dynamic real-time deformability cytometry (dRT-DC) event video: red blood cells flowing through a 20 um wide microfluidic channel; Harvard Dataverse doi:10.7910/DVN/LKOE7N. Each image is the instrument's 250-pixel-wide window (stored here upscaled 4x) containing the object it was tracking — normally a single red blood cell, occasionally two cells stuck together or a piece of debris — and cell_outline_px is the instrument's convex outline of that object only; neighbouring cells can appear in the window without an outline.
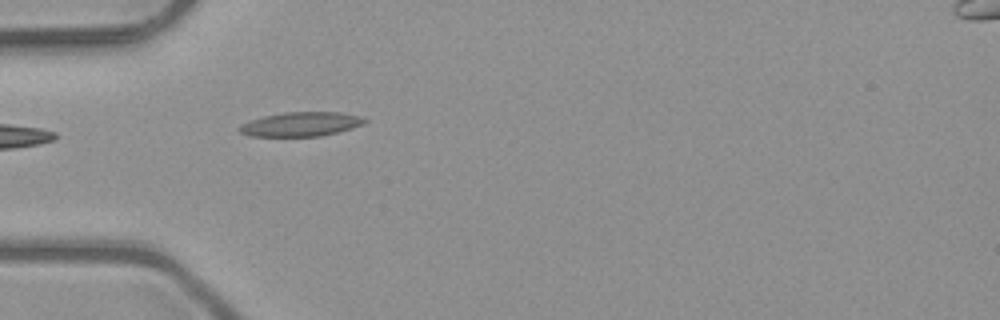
{"species": "common noctule bat (a hibernating species)", "species_latin": "Nyctalus noctula", "temperature_condition": "room temperature", "stored_images_in_passage": 1, "camera_frame_rate_fps": 3000, "um_per_image_px": 0.085, "animal": {"sex": "male", "body_mass_g": 23.1, "forearm_length_mm": 52.7}, "frame": {"image": 1, "passage_image": 1, "time_ms": 0.0, "image_size_px": [1000, 320], "cell_outline_px": [[368, 120], [364, 124], [352, 128], [320, 136], [248, 136], [240, 132], [236, 128], [240, 124], [264, 116], [284, 112], [340, 112], [360, 116]], "centroid_in_image_um": [25.56, 10.55], "position_along_channel_um": 59.4, "area_um2": 17.69}}